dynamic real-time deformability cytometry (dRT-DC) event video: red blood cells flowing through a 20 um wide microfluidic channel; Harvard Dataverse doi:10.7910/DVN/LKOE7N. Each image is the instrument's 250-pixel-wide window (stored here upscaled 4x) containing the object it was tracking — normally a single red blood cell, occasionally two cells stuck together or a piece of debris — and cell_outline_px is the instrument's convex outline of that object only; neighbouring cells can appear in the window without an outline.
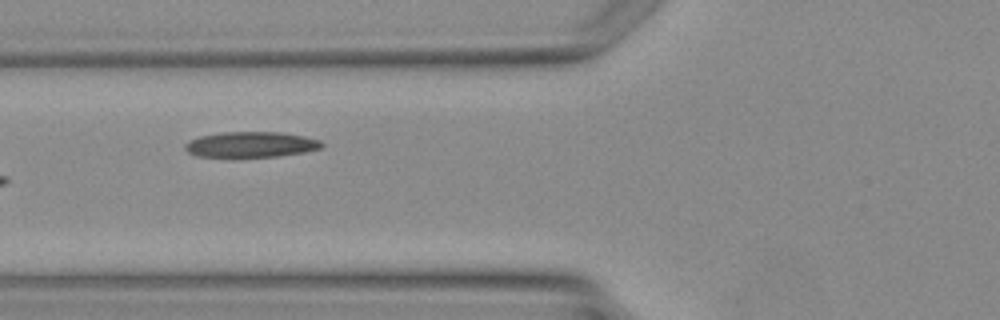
{"species": "Egyptian fruit bat (a non-hibernating species)", "species_latin": "Rousettus aegyptiacus", "temperature_condition": "warm", "stored_images_in_passage": 6, "camera_frame_rate_fps": 3000, "um_per_image_px": 0.085, "animal": {"sex": "female"}, "frame": {"image": 1, "passage_image": 5, "time_ms": 5.0, "image_size_px": [1000, 320], "cell_outline_px": [[324, 144], [320, 148], [304, 152], [276, 156], [196, 156], [188, 152], [184, 148], [184, 144], [188, 140], [200, 136], [220, 132], [284, 132], [304, 136], [320, 140]], "centroid_in_image_um": [21.31, 12.26], "position_along_channel_um": 104.5, "area_um2": 20.23}}